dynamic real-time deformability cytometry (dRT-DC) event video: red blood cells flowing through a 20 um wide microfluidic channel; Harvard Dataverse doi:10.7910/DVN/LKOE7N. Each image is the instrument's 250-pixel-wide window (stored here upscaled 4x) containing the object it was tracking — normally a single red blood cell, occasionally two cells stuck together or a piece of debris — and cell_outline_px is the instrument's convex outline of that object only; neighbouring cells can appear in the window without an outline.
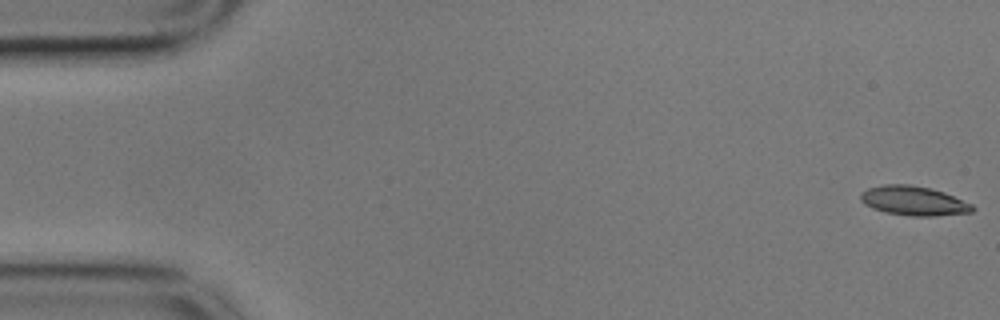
{"species": "common noctule bat (a hibernating species)", "species_latin": "Nyctalus noctula", "temperature_condition": "cold", "stored_images_in_passage": 56, "camera_frame_rate_fps": 3000, "um_per_image_px": 0.085, "animal": {"sex": "male", "body_mass_g": 17.9}, "frame": {"image": 1, "passage_image": 1, "time_ms": 0.0, "image_size_px": [1000, 320], "cell_outline_px": [[976, 208], [972, 212], [936, 216], [912, 216], [884, 212], [872, 208], [864, 204], [860, 200], [860, 192], [868, 188], [884, 184], [908, 184], [932, 188], [944, 192], [972, 204]], "centroid_in_image_um": [77.65, 17.06], "position_along_channel_um": 7.4, "area_um2": 19.31}}
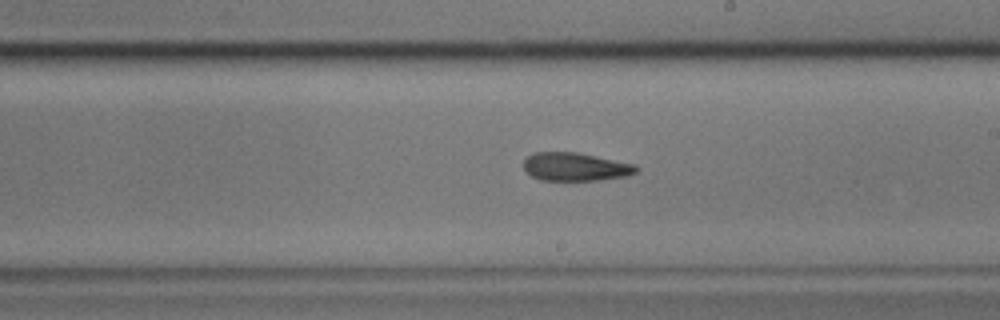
{"frame": {"image": 2, "passage_image": 32, "time_ms": 10.333, "image_size_px": [1000, 320], "cell_outline_px": [[640, 168], [636, 172], [628, 176], [600, 180], [540, 180], [532, 176], [524, 168], [524, 160], [532, 152], [576, 152], [636, 164]], "centroid_in_image_um": [48.94, 14.17], "position_along_channel_um": 240.1, "area_um2": 18.61}}
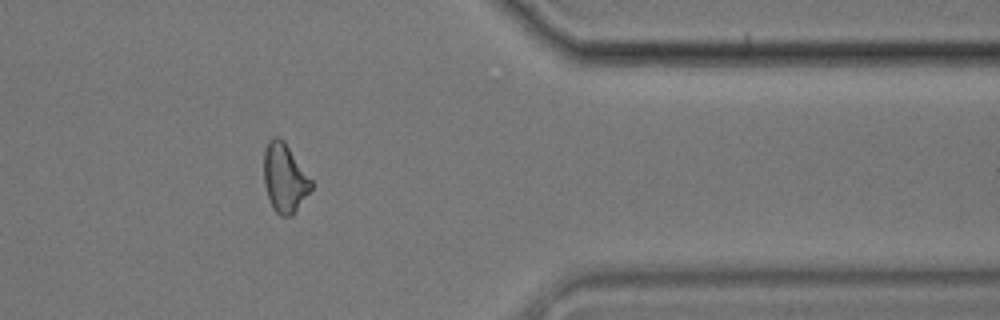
{"frame": {"image": 3, "passage_image": 46, "time_ms": 15.0, "image_size_px": [1000, 320], "cell_outline_px": [[312, 188], [292, 216], [280, 216], [272, 208], [264, 184], [264, 148], [268, 140], [272, 136], [280, 136], [284, 140], [312, 180]], "centroid_in_image_um": [24.17, 15.1], "position_along_channel_um": 387.2, "area_um2": 19.13}}